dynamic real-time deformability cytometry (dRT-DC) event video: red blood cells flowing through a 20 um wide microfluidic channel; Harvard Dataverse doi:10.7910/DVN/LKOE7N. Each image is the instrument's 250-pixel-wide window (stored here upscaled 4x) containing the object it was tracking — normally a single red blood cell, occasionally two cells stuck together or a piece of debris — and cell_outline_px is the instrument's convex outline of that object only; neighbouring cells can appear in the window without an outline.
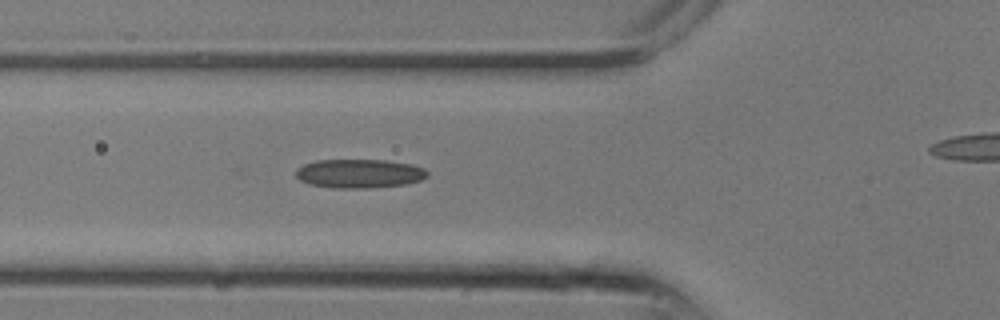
{"species": "common noctule bat (a hibernating species)", "species_latin": "Nyctalus noctula", "temperature_condition": "room temperature", "stored_images_in_passage": 10, "segment_of_instrument_passage": [1, 2], "camera_frame_rate_fps": 3000, "um_per_image_px": 0.085, "animal": {"sex": "male", "body_mass_g": 13.3}, "frame": {"image": 1, "passage_image": 9, "time_ms": 2.667, "image_size_px": [1000, 320], "cell_outline_px": [[428, 176], [420, 180], [404, 184], [368, 188], [332, 188], [308, 184], [300, 180], [296, 176], [296, 168], [304, 164], [316, 160], [384, 160], [412, 164], [424, 168], [428, 172]], "centroid_in_image_um": [30.52, 14.75], "position_along_channel_um": 95.3, "area_um2": 22.2}}